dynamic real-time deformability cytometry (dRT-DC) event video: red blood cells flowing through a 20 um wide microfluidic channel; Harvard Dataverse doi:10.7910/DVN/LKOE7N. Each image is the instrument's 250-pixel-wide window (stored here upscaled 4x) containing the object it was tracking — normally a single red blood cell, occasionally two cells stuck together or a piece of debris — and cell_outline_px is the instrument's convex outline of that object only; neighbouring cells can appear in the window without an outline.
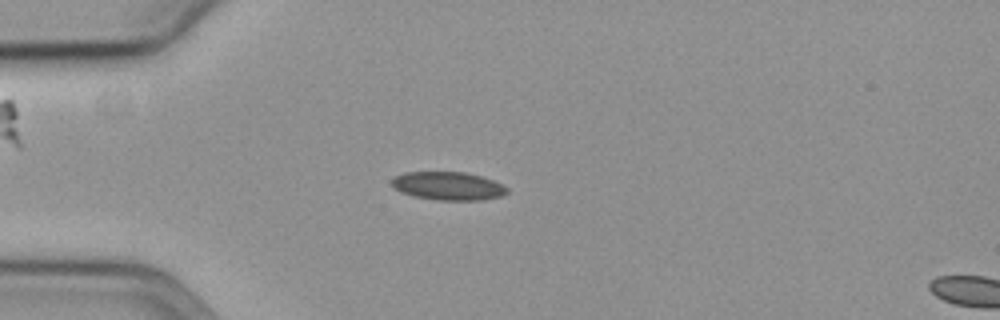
{"species": "common noctule bat (a hibernating species)", "species_latin": "Nyctalus noctula", "temperature_condition": "cold", "stored_images_in_passage": 5, "camera_frame_rate_fps": 3000, "um_per_image_px": 0.085, "animal": {"sex": "female", "body_mass_g": 19.3, "forearm_length_mm": 54.1}, "frame": {"image": 1, "passage_image": 2, "time_ms": 0.333, "image_size_px": [1000, 320], "cell_outline_px": [[508, 192], [500, 196], [480, 200], [436, 200], [412, 196], [400, 192], [392, 184], [392, 176], [404, 172], [464, 172], [480, 176], [492, 180], [508, 188]], "centroid_in_image_um": [38.04, 15.8], "position_along_channel_um": 47.0, "area_um2": 18.96}}